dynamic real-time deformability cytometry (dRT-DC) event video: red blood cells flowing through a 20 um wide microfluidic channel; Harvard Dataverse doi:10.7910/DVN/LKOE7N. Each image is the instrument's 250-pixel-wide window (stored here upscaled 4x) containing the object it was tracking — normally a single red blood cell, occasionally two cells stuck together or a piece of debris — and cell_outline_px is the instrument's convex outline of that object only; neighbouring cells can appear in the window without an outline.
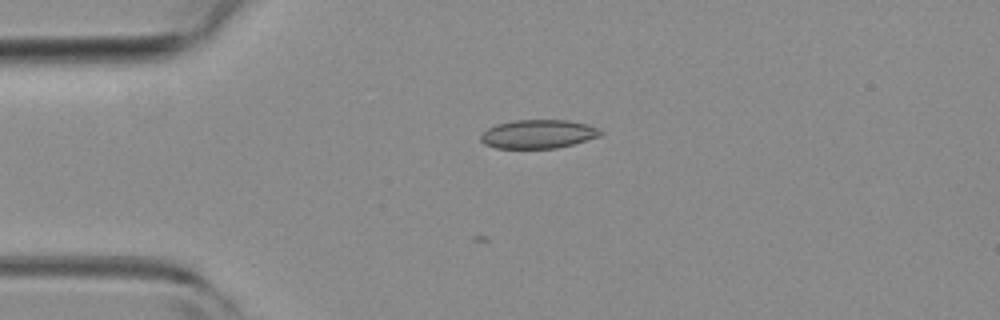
{"species": "common noctule bat (a hibernating species)", "species_latin": "Nyctalus noctula", "temperature_condition": "room temperature", "stored_images_in_passage": 7, "camera_frame_rate_fps": 3000, "um_per_image_px": 0.085, "animal": {"sex": "female", "body_mass_g": 19.3, "forearm_length_mm": 54.1}, "frame": {"image": 1, "passage_image": 4, "time_ms": 1.0, "image_size_px": [1000, 320], "cell_outline_px": [[604, 132], [600, 136], [572, 144], [556, 148], [496, 148], [484, 144], [480, 140], [480, 136], [488, 128], [496, 124], [512, 120], [568, 120], [588, 124], [600, 128]], "centroid_in_image_um": [45.76, 11.38], "position_along_channel_um": 39.2, "area_um2": 20.11}}
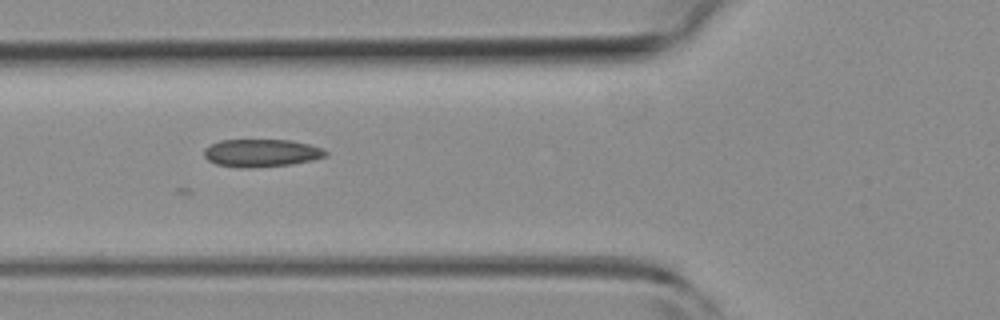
{"frame": {"image": 2, "passage_image": 6, "time_ms": 1.667, "image_size_px": [1000, 320], "cell_outline_px": [[328, 156], [312, 160], [292, 164], [252, 168], [240, 168], [216, 164], [208, 160], [204, 156], [204, 148], [220, 140], [292, 140], [324, 148], [328, 152]], "centroid_in_image_um": [22.24, 13.01], "position_along_channel_um": 103.6, "area_um2": 19.83}}
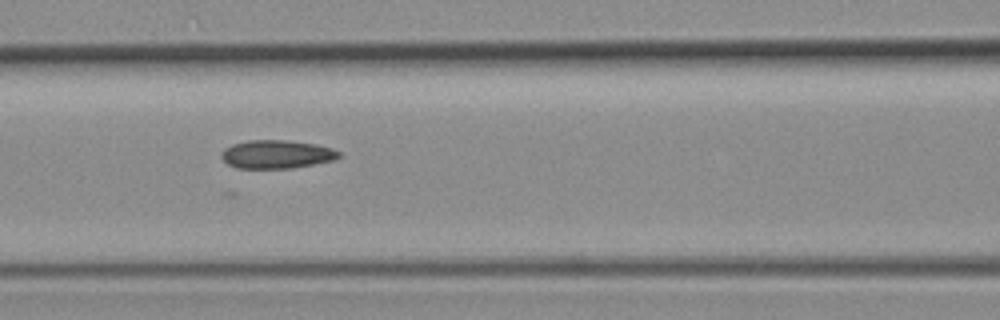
{"frame": {"image": 3, "passage_image": 7, "time_ms": 2.0, "image_size_px": [1000, 320], "cell_outline_px": [[340, 156], [336, 160], [292, 168], [236, 168], [228, 164], [220, 156], [224, 148], [232, 144], [248, 140], [288, 140], [316, 144], [332, 148], [340, 152]], "centroid_in_image_um": [23.52, 13.11], "position_along_channel_um": 143.1, "area_um2": 19.54}}